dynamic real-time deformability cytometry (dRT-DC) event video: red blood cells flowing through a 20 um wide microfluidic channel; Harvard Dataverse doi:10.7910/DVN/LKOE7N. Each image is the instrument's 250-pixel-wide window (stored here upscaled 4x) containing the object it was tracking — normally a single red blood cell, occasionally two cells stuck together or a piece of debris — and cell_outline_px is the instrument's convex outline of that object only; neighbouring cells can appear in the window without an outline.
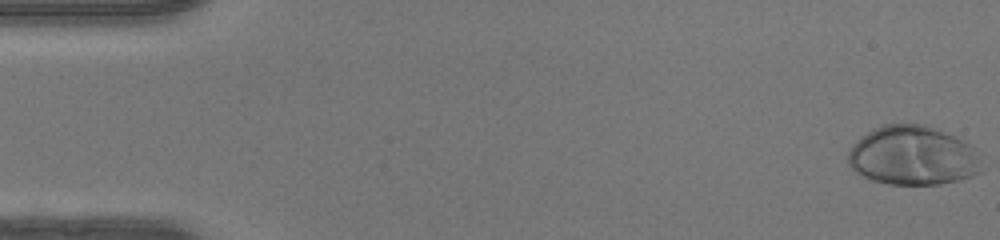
{"species": "human", "species_latin": "Homo sapiens", "temperature_condition": "warm", "stored_images_in_passage": 47, "camera_frame_rate_fps": 3000, "um_per_image_px": 0.085, "donor": {"sex": "female"}, "frame": {"image": 1, "passage_image": 1, "time_ms": 0.0, "image_size_px": [1000, 240], "cell_outline_px": [[980, 172], [972, 176], [960, 180], [940, 184], [888, 184], [872, 180], [856, 172], [848, 164], [848, 148], [860, 136], [872, 128], [884, 124], [924, 124], [956, 136], [972, 144], [976, 156]], "centroid_in_image_um": [77.54, 13.22], "position_along_channel_um": 7.5, "area_um2": 46.18}}
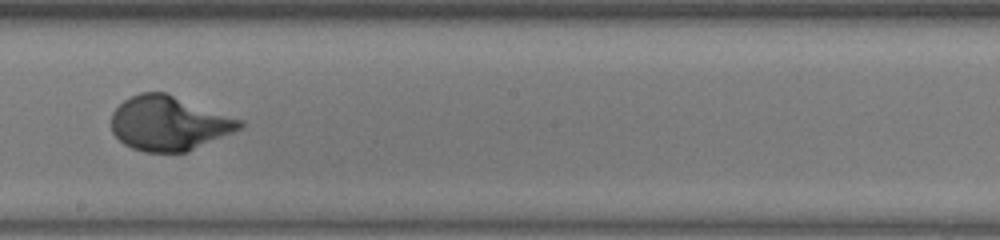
{"frame": {"image": 2, "passage_image": 27, "time_ms": 8.667, "image_size_px": [1000, 240], "cell_outline_px": [[244, 128], [188, 152], [144, 152], [132, 148], [124, 144], [112, 132], [112, 112], [124, 100], [140, 92], [164, 92], [244, 120]], "centroid_in_image_um": [14.4, 10.49], "position_along_channel_um": 233.8, "area_um2": 40.86}}
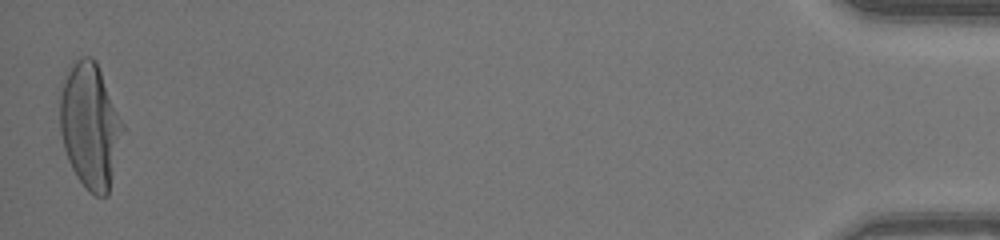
{"frame": {"image": 3, "passage_image": 47, "time_ms": 15.333, "image_size_px": [1000, 240], "cell_outline_px": [[124, 128], [108, 196], [96, 196], [88, 192], [76, 176], [68, 160], [64, 148], [60, 132], [60, 96], [68, 72], [72, 64], [80, 56], [92, 56], [96, 60], [124, 124]], "centroid_in_image_um": [7.67, 10.71], "position_along_channel_um": 427.5, "area_um2": 45.66}, "authors_computed_cell_mechanics": {"area_um2": 41.3848, "velocity_mm_per_s": 4.3784, "shape_relaxation_time_tau1_ms": 3.2936, "shape_relaxation_time_tau2_ms": null, "deformation_change_tau1": 0.2616, "deformation_change_tau2": null}}